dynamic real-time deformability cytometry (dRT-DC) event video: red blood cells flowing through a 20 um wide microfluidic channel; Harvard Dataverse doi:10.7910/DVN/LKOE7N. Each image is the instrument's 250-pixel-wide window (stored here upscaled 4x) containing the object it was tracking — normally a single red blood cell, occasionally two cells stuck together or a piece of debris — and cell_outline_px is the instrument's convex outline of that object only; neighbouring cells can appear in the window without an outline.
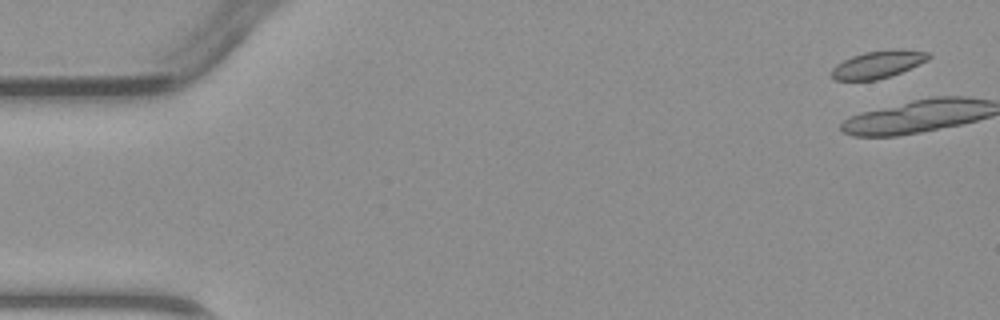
{"species": "common noctule bat (a hibernating species)", "species_latin": "Nyctalus noctula", "temperature_condition": "warm", "stored_images_in_passage": 6, "camera_frame_rate_fps": 3000, "um_per_image_px": 0.085, "animal": {"sex": "male", "body_mass_g": 23.1, "forearm_length_mm": 52.7}, "frame": {"image": 1, "passage_image": 1, "time_ms": 0.0, "image_size_px": [1000, 320], "cell_outline_px": [[932, 56], [928, 60], [920, 64], [900, 72], [876, 80], [836, 80], [832, 76], [832, 68], [836, 64], [852, 56], [864, 52], [928, 52]], "centroid_in_image_um": [74.55, 5.53], "position_along_channel_um": 10.4, "area_um2": 14.51}}
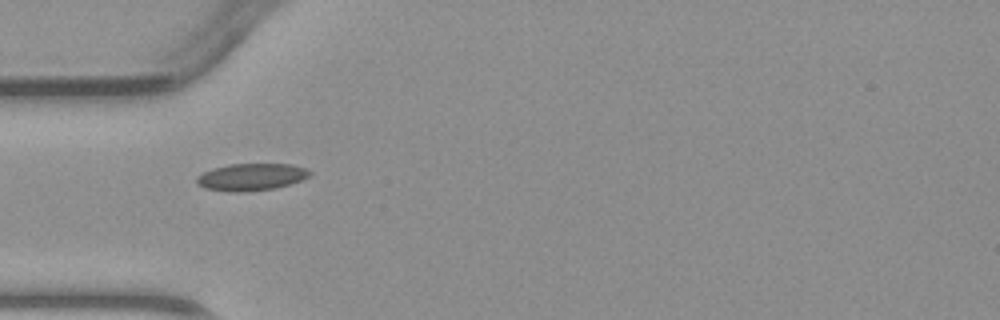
{"frame": {"image": 2, "passage_image": 5, "time_ms": 5.0, "image_size_px": [1000, 320], "cell_outline_px": [[312, 172], [308, 176], [300, 180], [276, 188], [244, 192], [228, 192], [204, 188], [196, 184], [196, 176], [212, 168], [228, 164], [292, 164], [304, 168]], "centroid_in_image_um": [21.29, 15.05], "position_along_channel_um": 63.7, "area_um2": 17.92}}
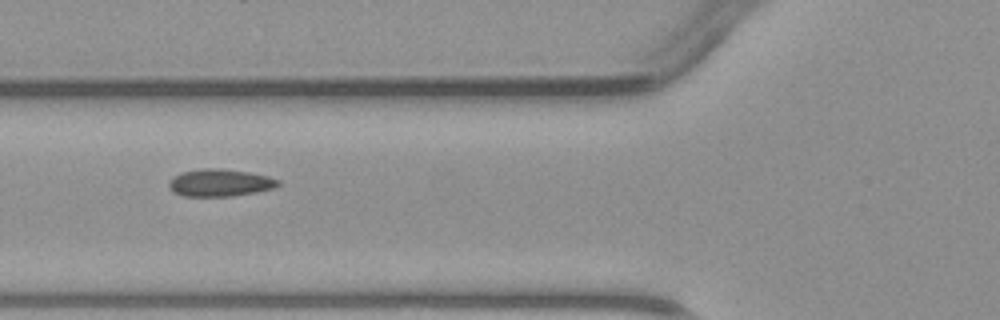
{"frame": {"image": 3, "passage_image": 6, "time_ms": 6.0, "image_size_px": [1000, 320], "cell_outline_px": [[280, 184], [276, 188], [256, 192], [232, 196], [184, 196], [172, 192], [168, 188], [168, 180], [172, 176], [180, 172], [204, 168], [220, 168], [248, 172], [268, 176], [280, 180]], "centroid_in_image_um": [18.66, 15.53], "position_along_channel_um": 107.1, "area_um2": 17.69}}